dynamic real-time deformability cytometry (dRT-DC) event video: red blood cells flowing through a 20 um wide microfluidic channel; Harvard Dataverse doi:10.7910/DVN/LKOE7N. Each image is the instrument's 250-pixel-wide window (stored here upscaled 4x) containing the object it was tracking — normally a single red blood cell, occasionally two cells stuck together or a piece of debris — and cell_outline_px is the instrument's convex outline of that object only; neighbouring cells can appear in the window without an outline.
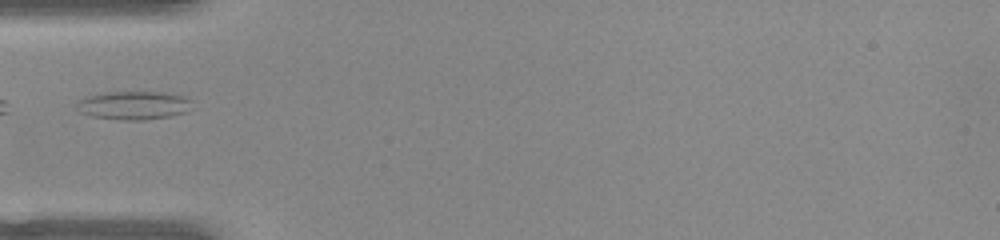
{"species": "common noctule bat (a hibernating species)", "species_latin": "Nyctalus noctula", "temperature_condition": "warm", "stored_images_in_passage": 35, "camera_frame_rate_fps": 3000, "um_per_image_px": 0.085, "animal": {"sex": "female", "body_mass_g": 22.0, "forearm_length_mm": 56.7}, "frame": {"image": 1, "passage_image": 1, "time_ms": 0.0, "image_size_px": [1000, 240], "cell_outline_px": [[192, 100], [188, 112], [168, 116], [144, 120], [120, 120], [92, 116], [80, 112], [76, 108], [76, 104], [84, 96], [108, 92], [160, 92], [180, 96]], "centroid_in_image_um": [11.32, 8.96], "position_along_channel_um": 73.7, "area_um2": 19.02}}
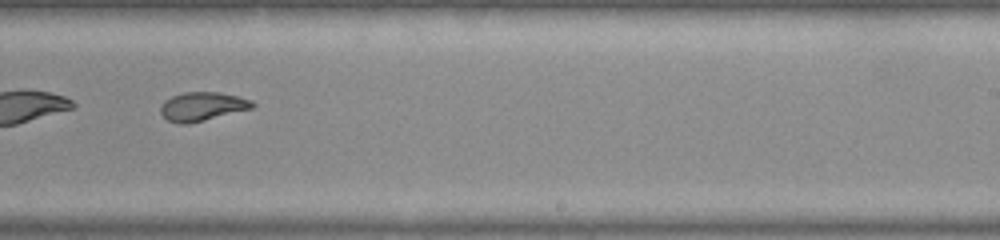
{"frame": {"image": 2, "passage_image": 16, "time_ms": 5.0, "image_size_px": [1000, 240], "cell_outline_px": [[256, 104], [252, 108], [204, 120], [184, 124], [180, 124], [168, 120], [160, 112], [160, 108], [164, 100], [172, 96], [184, 92], [216, 92], [240, 96], [252, 100]], "centroid_in_image_um": [17.2, 9.03], "position_along_channel_um": 271.8, "area_um2": 15.26}}